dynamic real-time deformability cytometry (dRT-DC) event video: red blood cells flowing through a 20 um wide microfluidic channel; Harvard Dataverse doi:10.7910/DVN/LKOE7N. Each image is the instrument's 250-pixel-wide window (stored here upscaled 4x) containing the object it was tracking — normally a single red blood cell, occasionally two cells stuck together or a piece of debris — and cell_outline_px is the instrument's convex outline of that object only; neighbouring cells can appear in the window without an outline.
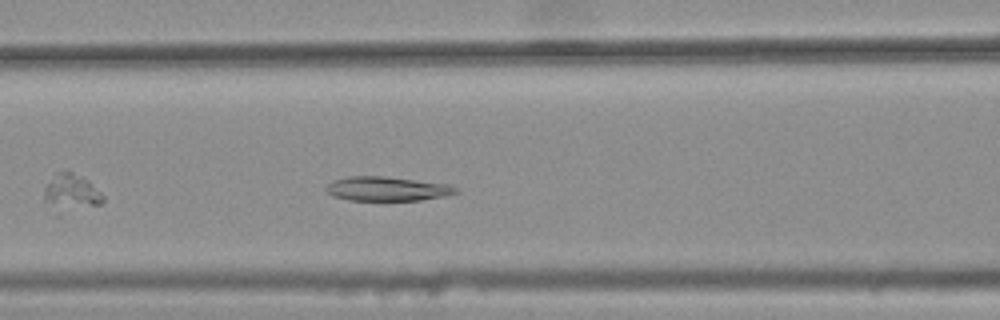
{"species": "common noctule bat (a hibernating species)", "species_latin": "Nyctalus noctula", "temperature_condition": "warm", "stored_images_in_passage": 31, "camera_frame_rate_fps": 3000, "um_per_image_px": 0.085, "animal": {"sex": "female", "body_mass_g": 25.1}, "frame": {"image": 1, "passage_image": 10, "time_ms": 3.0, "image_size_px": [1000, 320], "cell_outline_px": [[460, 192], [444, 196], [420, 200], [348, 200], [332, 196], [324, 192], [324, 188], [332, 180], [348, 176], [384, 176], [448, 184], [456, 188]], "centroid_in_image_um": [32.83, 16.04], "position_along_channel_um": 133.8, "area_um2": 18.44}}
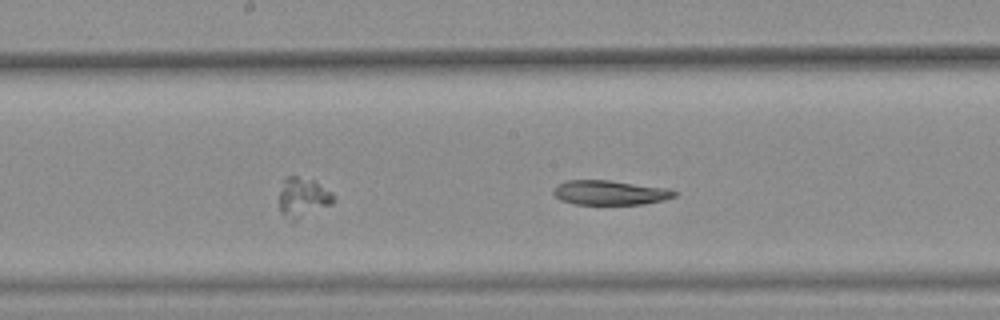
{"frame": {"image": 2, "passage_image": 15, "time_ms": 4.667, "image_size_px": [1000, 320], "cell_outline_px": [[680, 192], [676, 196], [664, 200], [644, 204], [576, 204], [560, 200], [552, 192], [552, 188], [556, 184], [568, 180], [608, 180], [668, 188]], "centroid_in_image_um": [51.85, 16.37], "position_along_channel_um": 196.3, "area_um2": 17.46}}
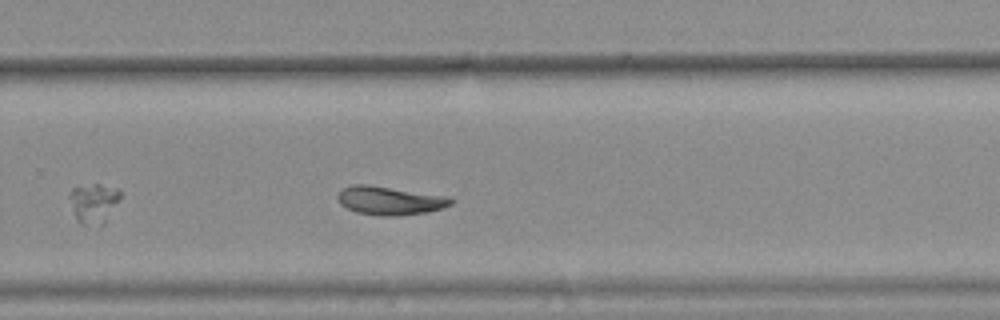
{"frame": {"image": 3, "passage_image": 23, "time_ms": 7.333, "image_size_px": [1000, 320], "cell_outline_px": [[452, 204], [444, 208], [428, 212], [396, 216], [380, 216], [356, 212], [340, 204], [336, 196], [344, 188], [352, 184], [368, 184], [448, 196], [452, 200]], "centroid_in_image_um": [33.14, 17.05], "position_along_channel_um": 296.7, "area_um2": 18.9}, "authors_computed_cell_mechanics": {"area_um2": 18.3804, "velocity_mm_per_s": 3.7739, "shape_relaxation_time_tau1_ms": null, "shape_relaxation_time_tau2_ms": 9.1629, "deformation_change_tau1": null, "deformation_change_tau2": 0.0993}}